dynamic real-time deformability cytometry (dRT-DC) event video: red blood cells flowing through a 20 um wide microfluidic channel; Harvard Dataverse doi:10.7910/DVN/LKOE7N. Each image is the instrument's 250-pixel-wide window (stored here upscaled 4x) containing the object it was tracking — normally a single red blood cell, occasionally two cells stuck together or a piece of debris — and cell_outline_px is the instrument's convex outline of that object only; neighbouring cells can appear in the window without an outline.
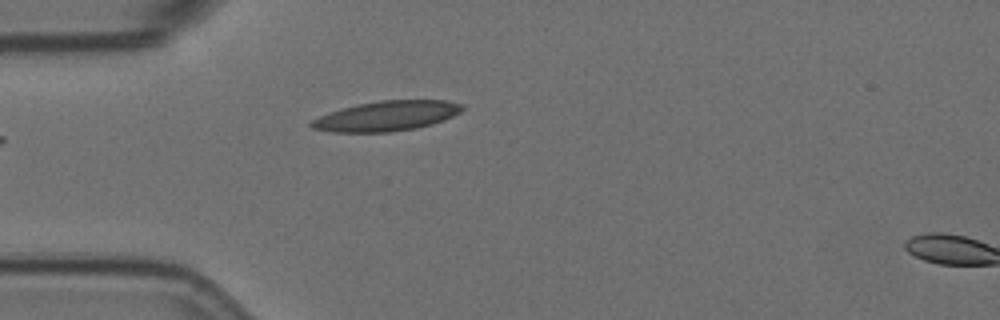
{"species": "Egyptian fruit bat (a non-hibernating species)", "species_latin": "Rousettus aegyptiacus", "temperature_condition": "room temperature", "stored_images_in_passage": 5, "camera_frame_rate_fps": 3000, "um_per_image_px": 0.085, "animal": {"sex": "female"}, "frame": {"image": 1, "passage_image": 5, "time_ms": 1.333, "image_size_px": [1000, 320], "cell_outline_px": [[464, 108], [460, 112], [452, 116], [432, 124], [416, 128], [388, 132], [332, 132], [312, 128], [308, 124], [312, 120], [320, 116], [356, 104], [380, 100], [448, 100], [464, 104]], "centroid_in_image_um": [32.89, 9.85], "position_along_channel_um": 52.1, "area_um2": 26.24}}